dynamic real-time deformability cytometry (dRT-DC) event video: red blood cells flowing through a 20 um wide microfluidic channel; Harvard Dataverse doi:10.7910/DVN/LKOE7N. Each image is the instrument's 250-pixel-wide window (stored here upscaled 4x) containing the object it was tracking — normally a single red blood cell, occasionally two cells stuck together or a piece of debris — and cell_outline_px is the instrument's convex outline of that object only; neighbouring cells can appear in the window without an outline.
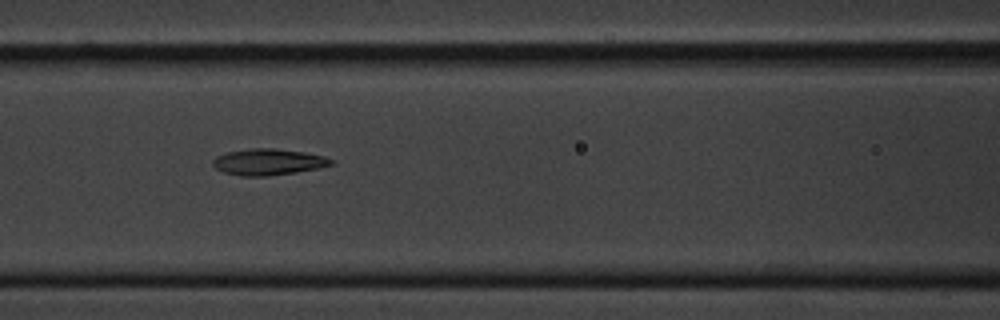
{"species": "common noctule bat (a hibernating species)", "species_latin": "Nyctalus noctula", "temperature_condition": "cold", "stored_images_in_passage": 10, "camera_frame_rate_fps": 3000, "um_per_image_px": 0.085, "animal": {"sex": "male", "body_mass_g": 20.1, "forearm_length_mm": 53.5}, "frame": {"image": 1, "passage_image": 6, "time_ms": 6.667, "image_size_px": [1000, 320], "cell_outline_px": [[336, 164], [296, 172], [268, 176], [240, 176], [224, 172], [216, 168], [212, 164], [212, 160], [216, 156], [228, 152], [248, 148], [276, 148], [304, 152], [324, 156], [332, 160]], "centroid_in_image_um": [22.79, 13.76], "position_along_channel_um": 143.8, "area_um2": 18.15}}
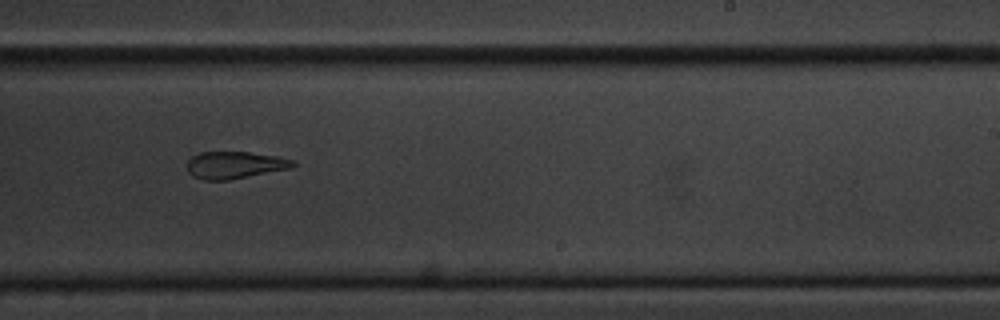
{"frame": {"image": 2, "passage_image": 9, "time_ms": 10.333, "image_size_px": [1000, 320], "cell_outline_px": [[296, 164], [288, 168], [228, 180], [204, 180], [192, 176], [188, 172], [188, 160], [192, 156], [200, 152], [248, 152], [276, 156], [292, 160]], "centroid_in_image_um": [19.89, 14.02], "position_along_channel_um": 269.1, "area_um2": 16.42}}
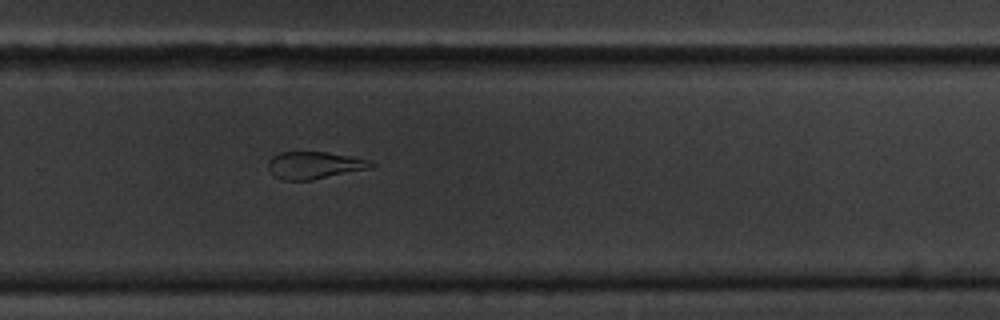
{"frame": {"image": 3, "passage_image": 10, "time_ms": 11.333, "image_size_px": [1000, 320], "cell_outline_px": [[376, 164], [372, 168], [312, 180], [284, 180], [272, 176], [268, 168], [268, 160], [272, 156], [280, 152], [328, 152], [352, 156], [372, 160]], "centroid_in_image_um": [26.74, 14.04], "position_along_channel_um": 303.1, "area_um2": 16.65}}